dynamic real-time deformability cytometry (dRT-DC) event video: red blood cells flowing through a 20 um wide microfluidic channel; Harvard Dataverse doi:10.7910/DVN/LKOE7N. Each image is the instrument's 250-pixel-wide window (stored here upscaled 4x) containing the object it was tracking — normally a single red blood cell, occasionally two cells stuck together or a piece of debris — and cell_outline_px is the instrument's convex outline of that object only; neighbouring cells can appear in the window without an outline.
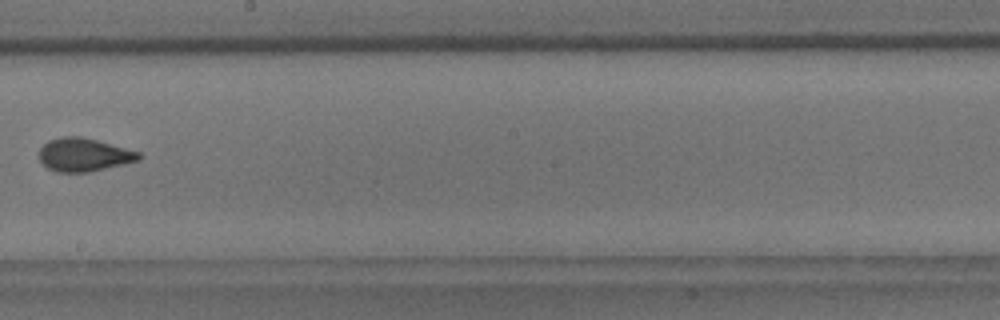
{"species": "common noctule bat (a hibernating species)", "species_latin": "Nyctalus noctula", "temperature_condition": "room temperature", "stored_images_in_passage": 9, "camera_frame_rate_fps": 3000, "um_per_image_px": 0.085, "animal": {"sex": "male", "body_mass_g": 18.8}, "frame": {"image": 1, "passage_image": 9, "time_ms": 9.667, "image_size_px": [1000, 320], "cell_outline_px": [[144, 156], [140, 160], [124, 164], [88, 172], [56, 172], [48, 168], [40, 160], [40, 148], [48, 140], [60, 136], [80, 136], [96, 140], [140, 152]], "centroid_in_image_um": [7.14, 13.15], "position_along_channel_um": 241.1, "area_um2": 19.31}}